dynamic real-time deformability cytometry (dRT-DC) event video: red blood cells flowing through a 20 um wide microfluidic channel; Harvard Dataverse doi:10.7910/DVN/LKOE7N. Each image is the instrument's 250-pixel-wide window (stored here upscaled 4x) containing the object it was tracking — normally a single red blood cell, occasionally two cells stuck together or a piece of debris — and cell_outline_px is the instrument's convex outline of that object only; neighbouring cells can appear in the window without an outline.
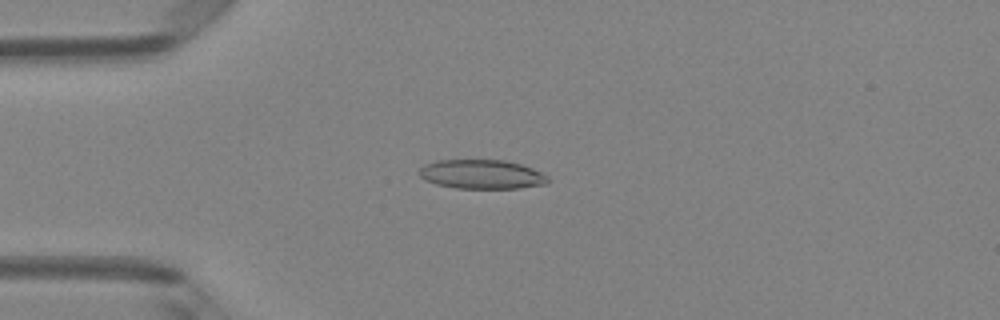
{"species": "Egyptian fruit bat (a non-hibernating species)", "species_latin": "Rousettus aegyptiacus", "temperature_condition": "room temperature", "stored_images_in_passage": 49, "camera_frame_rate_fps": 3000, "um_per_image_px": 0.085, "animal": {"sex": "female"}, "frame": {"image": 1, "passage_image": 13, "time_ms": 4.0, "image_size_px": [1000, 320], "cell_outline_px": [[548, 184], [520, 188], [456, 188], [436, 184], [424, 180], [416, 172], [424, 164], [440, 160], [504, 160], [520, 164], [532, 168], [548, 176]], "centroid_in_image_um": [40.92, 14.82], "position_along_channel_um": 44.1, "area_um2": 21.96}}
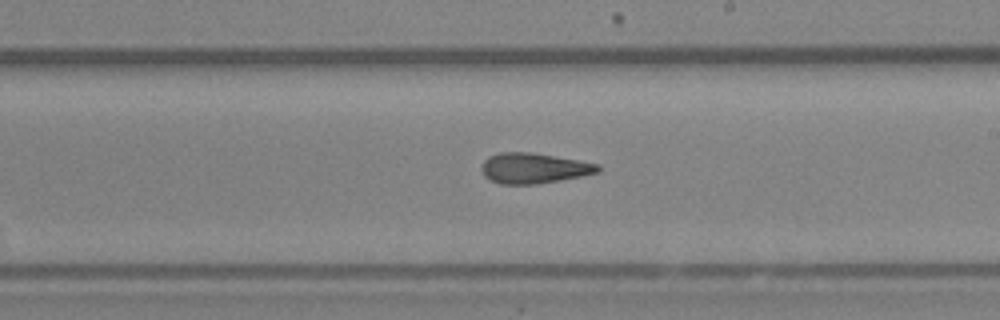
{"frame": {"image": 2, "passage_image": 29, "time_ms": 9.333, "image_size_px": [1000, 320], "cell_outline_px": [[600, 172], [584, 176], [536, 184], [500, 184], [484, 176], [480, 168], [484, 160], [488, 156], [500, 152], [532, 152], [600, 164]], "centroid_in_image_um": [45.38, 14.29], "position_along_channel_um": 243.6, "area_um2": 20.75}}
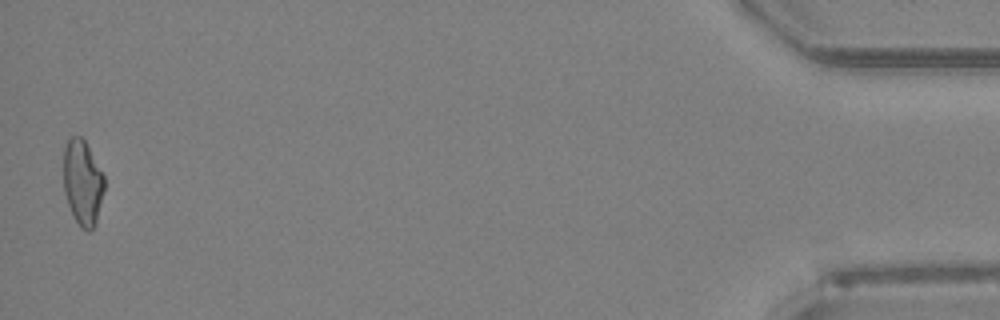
{"frame": {"image": 3, "passage_image": 49, "time_ms": 16.0, "image_size_px": [1000, 320], "cell_outline_px": [[104, 192], [96, 224], [88, 232], [80, 228], [68, 204], [64, 192], [64, 148], [68, 140], [72, 136], [80, 136], [84, 140], [104, 176]], "centroid_in_image_um": [7.03, 15.55], "position_along_channel_um": 428.2, "area_um2": 20.11}, "authors_computed_cell_mechanics": {"area_um2": 20.9814, "velocity_mm_per_s": 4.1458, "shape_relaxation_time_tau1_ms": 9.8747, "shape_relaxation_time_tau2_ms": 2.6344, "deformation_change_tau1": 0.2617, "deformation_change_tau2": 0.117}}